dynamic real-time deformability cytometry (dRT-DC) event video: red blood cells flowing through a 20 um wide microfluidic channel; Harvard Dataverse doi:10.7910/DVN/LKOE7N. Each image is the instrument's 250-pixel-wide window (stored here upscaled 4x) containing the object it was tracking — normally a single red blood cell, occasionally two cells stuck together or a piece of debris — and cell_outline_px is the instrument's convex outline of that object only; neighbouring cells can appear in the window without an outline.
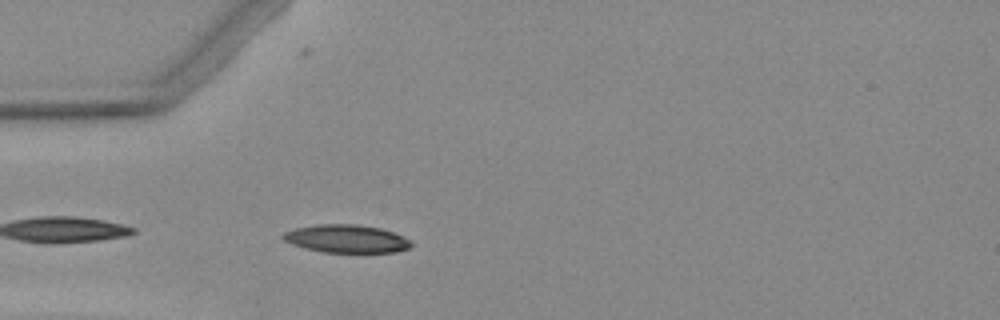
{"species": "Egyptian fruit bat (a non-hibernating species)", "species_latin": "Rousettus aegyptiacus", "temperature_condition": "warm", "stored_images_in_passage": 2, "camera_frame_rate_fps": 3000, "um_per_image_px": 0.085, "animal": {"sex": "female"}, "frame": {"image": 1, "passage_image": 2, "time_ms": 1.333, "image_size_px": [1000, 320], "cell_outline_px": [[412, 244], [408, 248], [396, 252], [324, 252], [292, 244], [284, 240], [280, 236], [284, 232], [296, 228], [320, 224], [356, 224], [380, 228], [404, 236], [412, 240]], "centroid_in_image_um": [29.47, 20.29], "position_along_channel_um": 55.5, "area_um2": 20.75}}